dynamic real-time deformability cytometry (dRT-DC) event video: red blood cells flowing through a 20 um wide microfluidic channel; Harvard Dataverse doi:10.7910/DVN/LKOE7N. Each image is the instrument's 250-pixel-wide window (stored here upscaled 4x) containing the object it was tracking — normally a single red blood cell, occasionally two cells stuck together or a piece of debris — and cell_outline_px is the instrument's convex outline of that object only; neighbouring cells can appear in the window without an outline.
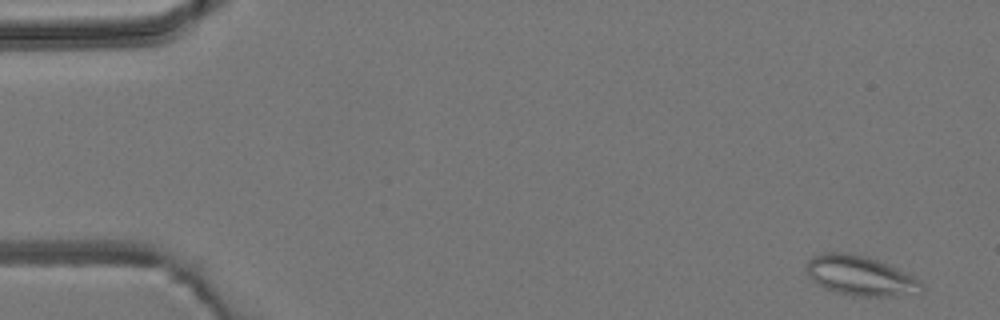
{"species": "common noctule bat (a hibernating species)", "species_latin": "Nyctalus noctula", "temperature_condition": "room temperature", "stored_images_in_passage": 5, "camera_frame_rate_fps": 3000, "um_per_image_px": 0.085, "animal": {"sex": "male", "body_mass_g": 19.2, "forearm_length_mm": 51.8}, "frame": {"image": 1, "passage_image": 1, "time_ms": 0.0, "image_size_px": [1000, 320], "cell_outline_px": [[924, 288], [920, 292], [896, 296], [852, 296], [836, 292], [824, 288], [816, 284], [808, 276], [804, 268], [808, 260], [812, 256], [824, 252], [844, 252], [864, 256], [888, 264], [912, 276]], "centroid_in_image_um": [73.03, 23.44], "position_along_channel_um": 12.0, "area_um2": 26.59}}